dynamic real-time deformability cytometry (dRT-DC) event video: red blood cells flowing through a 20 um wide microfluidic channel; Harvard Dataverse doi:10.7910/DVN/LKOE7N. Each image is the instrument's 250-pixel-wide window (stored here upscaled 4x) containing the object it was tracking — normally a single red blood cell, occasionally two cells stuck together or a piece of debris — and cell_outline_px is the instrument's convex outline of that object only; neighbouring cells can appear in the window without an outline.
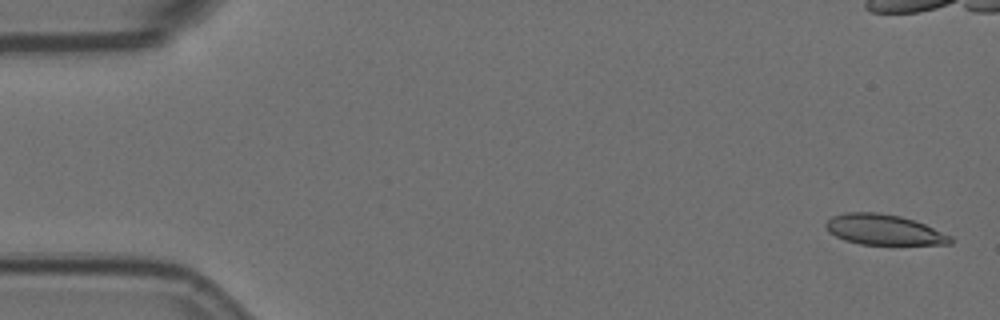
{"species": "Egyptian fruit bat (a non-hibernating species)", "species_latin": "Rousettus aegyptiacus", "temperature_condition": "room temperature", "stored_images_in_passage": 7, "camera_frame_rate_fps": 3000, "um_per_image_px": 0.085, "animal": {"sex": "female"}, "frame": {"image": 1, "passage_image": 1, "time_ms": 0.0, "image_size_px": [1000, 320], "cell_outline_px": [[956, 240], [952, 244], [860, 244], [844, 240], [828, 232], [824, 224], [832, 216], [844, 212], [876, 212], [900, 216], [924, 224], [952, 236]], "centroid_in_image_um": [75.12, 19.52], "position_along_channel_um": 9.9, "area_um2": 22.08}}